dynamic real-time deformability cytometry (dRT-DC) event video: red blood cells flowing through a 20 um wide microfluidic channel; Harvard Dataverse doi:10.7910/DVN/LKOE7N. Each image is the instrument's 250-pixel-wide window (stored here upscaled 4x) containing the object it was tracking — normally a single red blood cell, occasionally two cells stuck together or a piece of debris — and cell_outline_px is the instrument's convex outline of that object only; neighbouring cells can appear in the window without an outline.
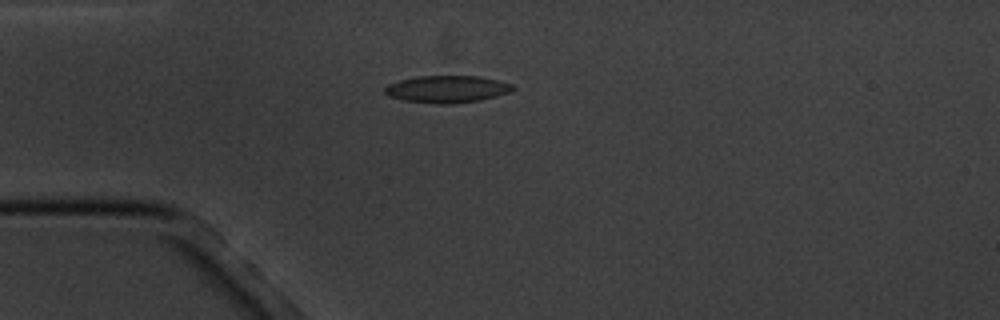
{"species": "common noctule bat (a hibernating species)", "species_latin": "Nyctalus noctula", "temperature_condition": "cold", "stored_images_in_passage": 9, "camera_frame_rate_fps": 3000, "um_per_image_px": 0.085, "animal": {"sex": "male", "body_mass_g": 20.1, "forearm_length_mm": 53.5}, "frame": {"image": 1, "passage_image": 1, "time_ms": 0.0, "image_size_px": [1000, 320], "cell_outline_px": [[516, 88], [508, 92], [496, 96], [480, 100], [452, 104], [436, 104], [404, 100], [388, 96], [384, 92], [384, 88], [388, 84], [400, 80], [416, 76], [480, 76], [512, 84]], "centroid_in_image_um": [37.97, 7.58], "position_along_channel_um": 47.0, "area_um2": 20.23}}
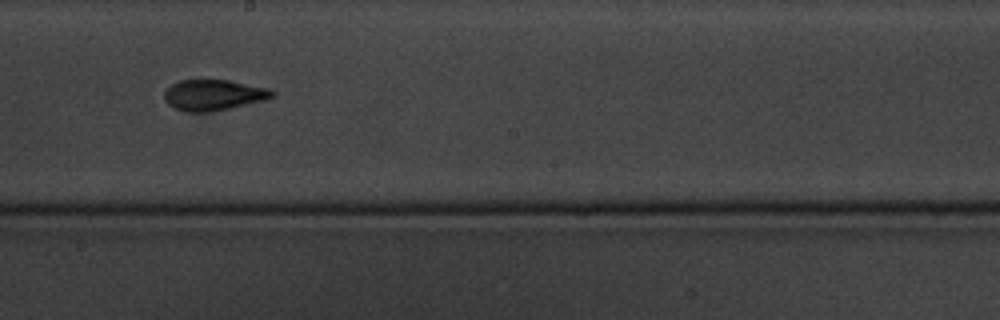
{"frame": {"image": 2, "passage_image": 6, "time_ms": 5.667, "image_size_px": [1000, 320], "cell_outline_px": [[276, 96], [268, 100], [212, 112], [184, 112], [168, 104], [164, 100], [164, 92], [176, 80], [228, 80], [268, 88], [276, 92]], "centroid_in_image_um": [18.18, 8.08], "position_along_channel_um": 230.0, "area_um2": 19.65}}
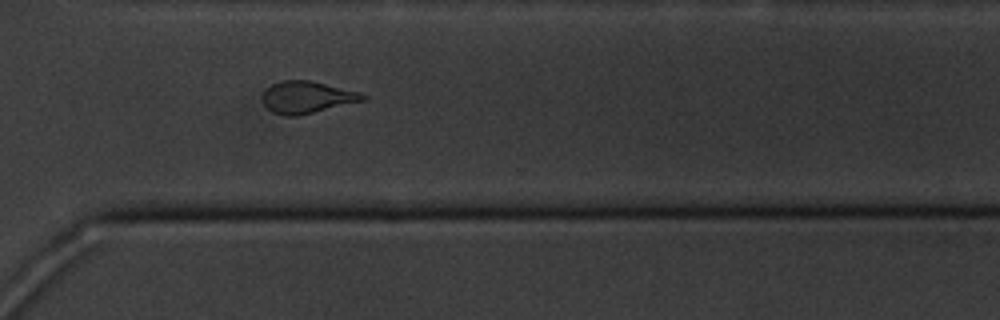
{"frame": {"image": 3, "passage_image": 9, "time_ms": 9.0, "image_size_px": [1000, 320], "cell_outline_px": [[368, 100], [296, 116], [284, 116], [272, 112], [264, 104], [260, 96], [272, 84], [284, 80], [308, 80], [360, 92], [368, 96]], "centroid_in_image_um": [26.11, 8.27], "position_along_channel_um": 344.5, "area_um2": 18.73}}